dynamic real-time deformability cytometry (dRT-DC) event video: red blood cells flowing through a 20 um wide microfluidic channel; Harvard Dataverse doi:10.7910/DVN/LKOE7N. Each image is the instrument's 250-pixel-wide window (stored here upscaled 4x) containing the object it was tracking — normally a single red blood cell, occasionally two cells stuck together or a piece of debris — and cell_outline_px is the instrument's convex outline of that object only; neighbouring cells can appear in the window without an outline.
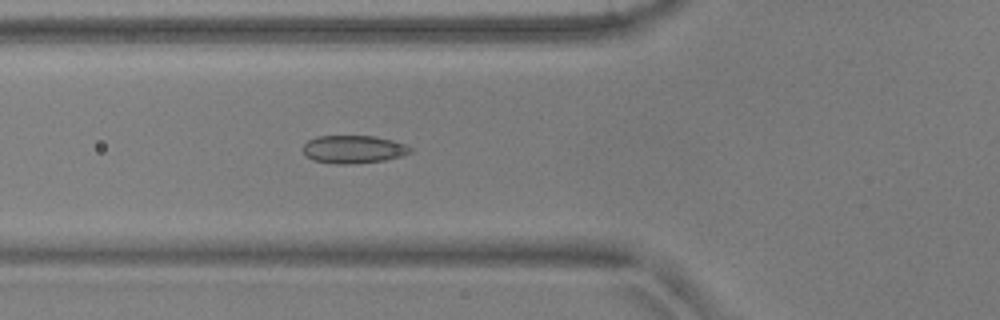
{"species": "common noctule bat (a hibernating species)", "species_latin": "Nyctalus noctula", "temperature_condition": "warm", "stored_images_in_passage": 6, "camera_frame_rate_fps": 3000, "um_per_image_px": 0.085, "animal": {"sex": "male", "body_mass_g": 17.9, "forearm_length_mm": 54.2}, "frame": {"image": 1, "passage_image": 6, "time_ms": 1.667, "image_size_px": [1000, 320], "cell_outline_px": [[412, 152], [400, 156], [384, 160], [348, 164], [336, 164], [312, 160], [304, 156], [304, 144], [308, 140], [316, 136], [372, 136], [392, 140], [404, 144], [412, 148]], "centroid_in_image_um": [30.01, 12.69], "position_along_channel_um": 95.8, "area_um2": 17.4}}